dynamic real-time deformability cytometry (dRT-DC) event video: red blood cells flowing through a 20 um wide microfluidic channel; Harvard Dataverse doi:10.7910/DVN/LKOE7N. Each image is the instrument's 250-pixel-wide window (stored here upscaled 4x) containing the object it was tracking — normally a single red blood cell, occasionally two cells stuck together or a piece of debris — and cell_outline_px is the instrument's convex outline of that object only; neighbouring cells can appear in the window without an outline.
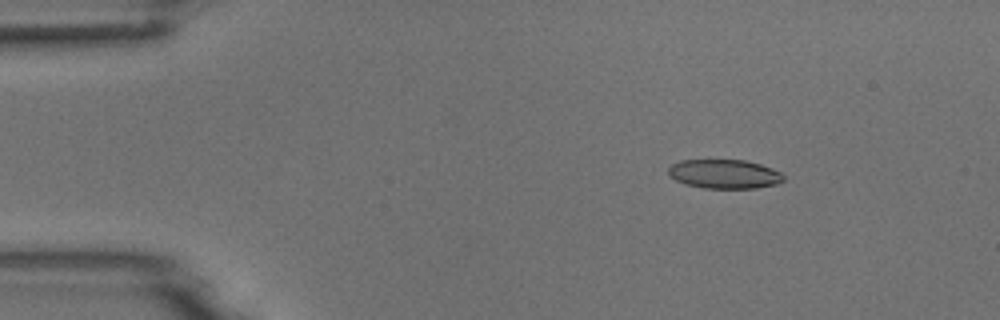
{"species": "common noctule bat (a hibernating species)", "species_latin": "Nyctalus noctula", "temperature_condition": "room temperature", "stored_images_in_passage": 4, "camera_frame_rate_fps": 3000, "um_per_image_px": 0.085, "animal": {"sex": "male", "body_mass_g": 18.8}, "frame": {"image": 1, "passage_image": 2, "time_ms": 1.0, "image_size_px": [1000, 320], "cell_outline_px": [[784, 180], [776, 184], [756, 188], [704, 188], [684, 184], [668, 176], [668, 168], [672, 164], [680, 160], [744, 160], [760, 164], [772, 168], [780, 172], [784, 176]], "centroid_in_image_um": [61.55, 14.79], "position_along_channel_um": 23.5, "area_um2": 19.59}}